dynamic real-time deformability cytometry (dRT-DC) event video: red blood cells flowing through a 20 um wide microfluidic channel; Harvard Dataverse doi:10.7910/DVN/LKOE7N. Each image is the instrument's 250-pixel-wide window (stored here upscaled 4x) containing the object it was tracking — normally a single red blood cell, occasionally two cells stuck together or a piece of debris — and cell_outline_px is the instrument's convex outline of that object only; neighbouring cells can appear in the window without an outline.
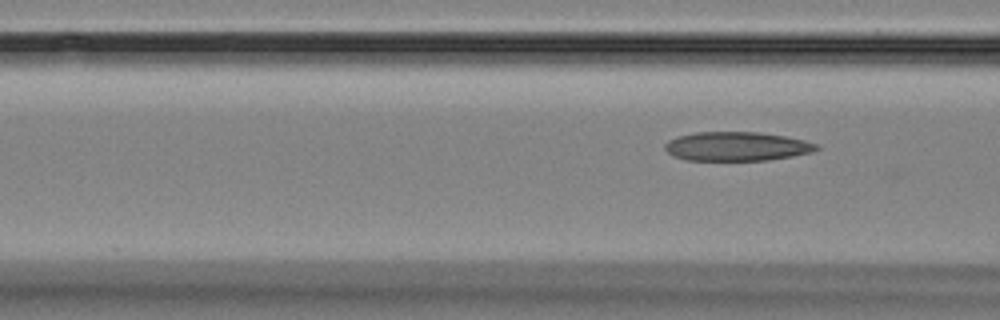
{"species": "Egyptian fruit bat (a non-hibernating species)", "species_latin": "Rousettus aegyptiacus", "temperature_condition": "room temperature", "stored_images_in_passage": 3, "camera_frame_rate_fps": 3000, "um_per_image_px": 0.085, "animal": {"sex": "female"}, "frame": {"image": 1, "passage_image": 3, "time_ms": 3.0, "image_size_px": [1000, 320], "cell_outline_px": [[820, 148], [812, 152], [792, 156], [768, 160], [684, 160], [672, 156], [664, 148], [664, 144], [668, 140], [676, 136], [696, 132], [760, 132], [784, 136], [804, 140], [816, 144]], "centroid_in_image_um": [62.58, 12.44], "position_along_channel_um": 104.0, "area_um2": 25.72}}